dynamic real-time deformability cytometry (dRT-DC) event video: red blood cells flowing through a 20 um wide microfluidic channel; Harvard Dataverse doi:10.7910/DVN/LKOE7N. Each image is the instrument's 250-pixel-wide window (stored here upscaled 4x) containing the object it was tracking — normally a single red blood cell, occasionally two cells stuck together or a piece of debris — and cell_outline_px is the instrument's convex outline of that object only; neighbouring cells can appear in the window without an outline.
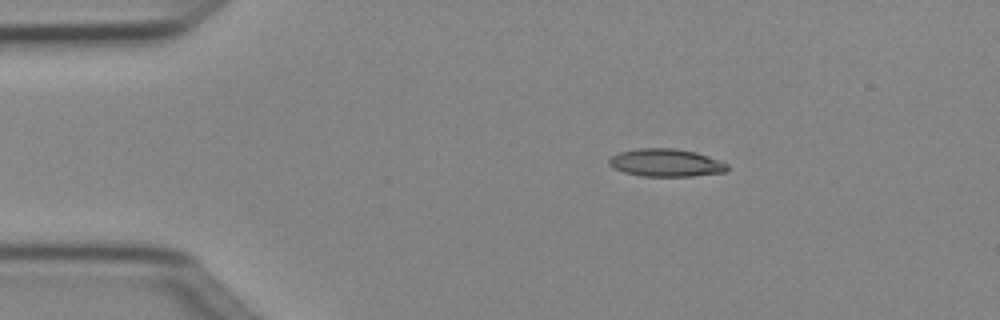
{"species": "Egyptian fruit bat (a non-hibernating species)", "species_latin": "Rousettus aegyptiacus", "temperature_condition": "cold", "stored_images_in_passage": 5, "camera_frame_rate_fps": 3000, "um_per_image_px": 0.085, "animal": {"sex": "female"}, "frame": {"image": 1, "passage_image": 2, "time_ms": 0.333, "image_size_px": [1000, 320], "cell_outline_px": [[728, 172], [692, 176], [640, 176], [624, 172], [612, 168], [608, 164], [608, 160], [612, 156], [620, 152], [636, 148], [672, 148], [696, 152], [708, 156], [728, 164]], "centroid_in_image_um": [56.6, 13.84], "position_along_channel_um": 28.4, "area_um2": 19.25}}
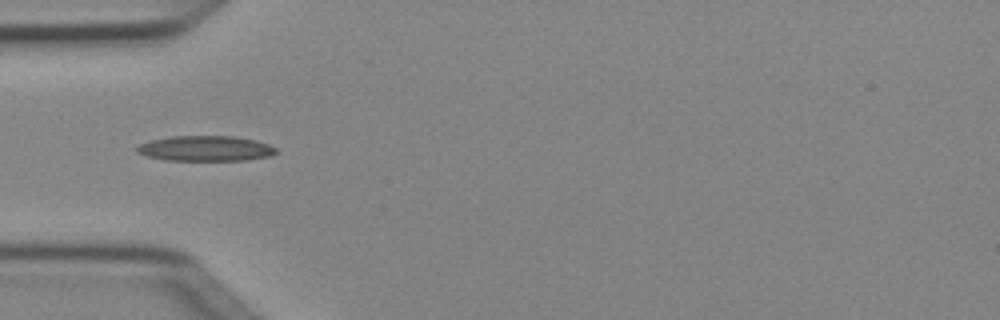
{"frame": {"image": 2, "passage_image": 4, "time_ms": 1.0, "image_size_px": [1000, 320], "cell_outline_px": [[280, 152], [268, 156], [244, 160], [164, 160], [148, 156], [136, 152], [136, 148], [140, 144], [152, 140], [172, 136], [236, 136], [256, 140], [268, 144], [276, 148]], "centroid_in_image_um": [17.5, 12.61], "position_along_channel_um": 67.5, "area_um2": 20.46}}
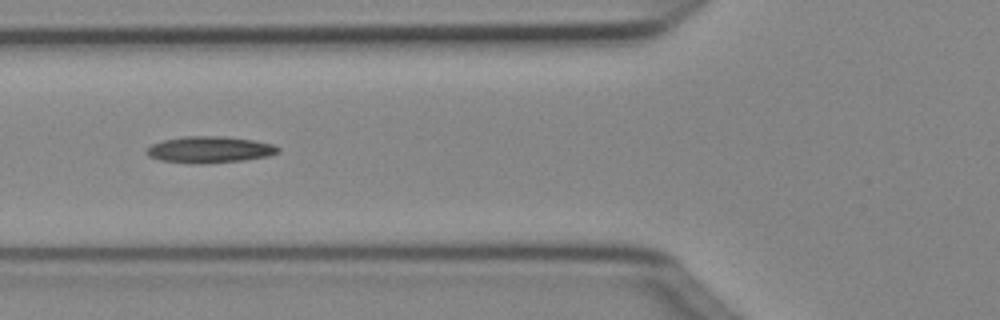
{"frame": {"image": 3, "passage_image": 5, "time_ms": 1.333, "image_size_px": [1000, 320], "cell_outline_px": [[280, 152], [268, 156], [244, 160], [200, 164], [192, 164], [160, 160], [148, 156], [144, 152], [152, 144], [164, 140], [184, 136], [224, 136], [256, 140], [272, 144], [280, 148]], "centroid_in_image_um": [17.82, 12.72], "position_along_channel_um": 108.0, "area_um2": 20.46}}